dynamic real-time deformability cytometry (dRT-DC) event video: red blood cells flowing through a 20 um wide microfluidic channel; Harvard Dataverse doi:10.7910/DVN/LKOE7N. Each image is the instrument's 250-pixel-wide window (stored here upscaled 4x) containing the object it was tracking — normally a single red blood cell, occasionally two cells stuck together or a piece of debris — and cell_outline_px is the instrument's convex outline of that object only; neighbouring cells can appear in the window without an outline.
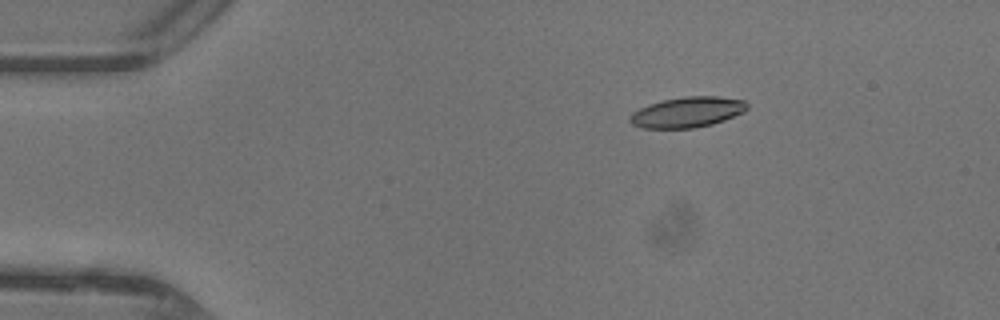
{"species": "common noctule bat (a hibernating species)", "species_latin": "Nyctalus noctula", "temperature_condition": "warm", "stored_images_in_passage": 33, "camera_frame_rate_fps": 3000, "um_per_image_px": 0.085, "animal": {"sex": "female"}, "frame": {"image": 1, "passage_image": 1, "time_ms": 0.0, "image_size_px": [1000, 320], "cell_outline_px": [[748, 108], [744, 112], [724, 120], [712, 124], [692, 128], [640, 128], [632, 124], [628, 120], [632, 112], [648, 104], [664, 100], [688, 96], [716, 96], [744, 100], [748, 104]], "centroid_in_image_um": [58.42, 9.54], "position_along_channel_um": 26.6, "area_um2": 20.81}}
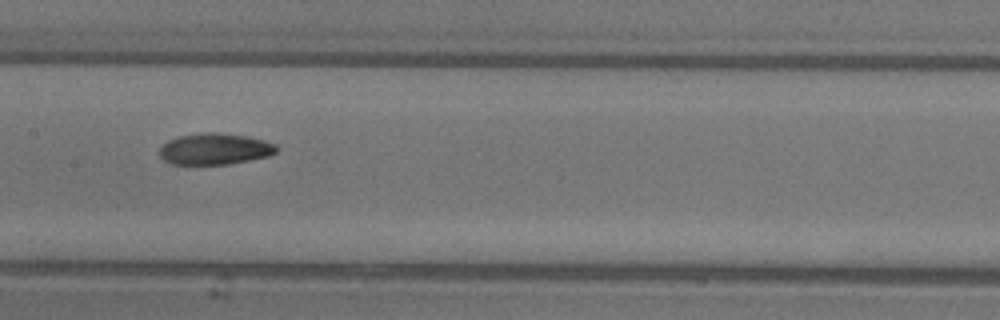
{"frame": {"image": 2, "passage_image": 17, "time_ms": 5.333, "image_size_px": [1000, 320], "cell_outline_px": [[276, 152], [268, 156], [228, 164], [172, 164], [164, 160], [160, 156], [160, 148], [168, 140], [180, 136], [204, 132], [216, 132], [248, 136], [264, 140], [276, 144]], "centroid_in_image_um": [18.26, 12.65], "position_along_channel_um": 189.1, "area_um2": 21.21}}
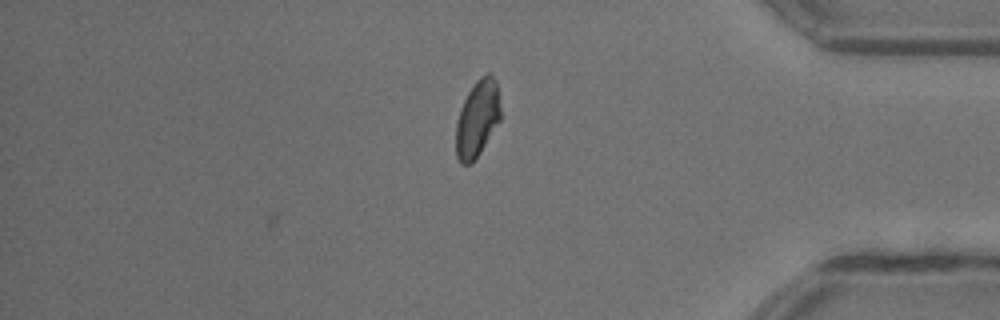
{"frame": {"image": 3, "passage_image": 33, "time_ms": 10.667, "image_size_px": [1000, 320], "cell_outline_px": [[500, 120], [480, 152], [468, 164], [460, 164], [456, 156], [456, 124], [460, 108], [468, 92], [476, 80], [480, 76], [488, 72], [492, 72], [496, 80], [500, 108]], "centroid_in_image_um": [40.57, 10.04], "position_along_channel_um": 394.6, "area_um2": 19.83}, "authors_computed_cell_mechanics": {"area_um2": 21.2126, "velocity_mm_per_s": 4.3861, "shape_relaxation_time_tau1_ms": 4.0945, "shape_relaxation_time_tau2_ms": 2.8688, "deformation_change_tau1": 0.145, "deformation_change_tau2": 0.0789}}